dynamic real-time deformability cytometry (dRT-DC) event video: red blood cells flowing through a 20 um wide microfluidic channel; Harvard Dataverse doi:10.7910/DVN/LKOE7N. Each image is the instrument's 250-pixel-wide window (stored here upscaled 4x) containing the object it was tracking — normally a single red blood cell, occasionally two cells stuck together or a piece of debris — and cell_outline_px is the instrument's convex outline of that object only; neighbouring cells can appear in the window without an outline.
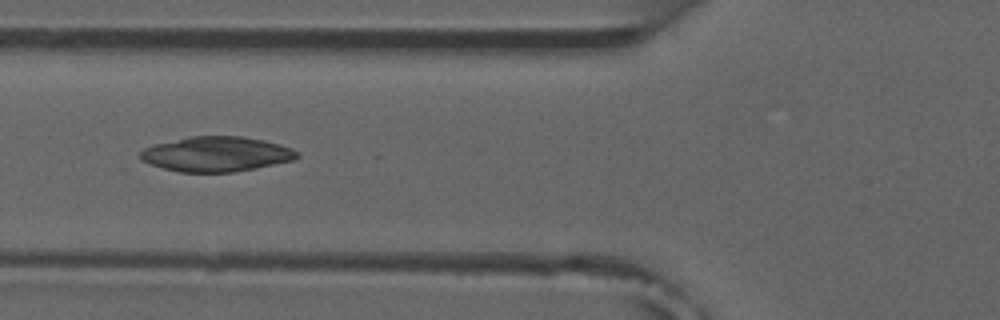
{"species": "common noctule bat (a hibernating species)", "species_latin": "Nyctalus noctula", "temperature_condition": "room temperature", "stored_images_in_passage": 6, "camera_frame_rate_fps": 3000, "um_per_image_px": 0.085, "animal": {"sex": "male", "forearm_length_mm": 52.5}, "frame": {"image": 1, "passage_image": 6, "time_ms": 5.667, "image_size_px": [1000, 320], "cell_outline_px": [[300, 156], [292, 160], [256, 168], [232, 172], [180, 172], [148, 164], [140, 160], [140, 152], [144, 148], [152, 144], [188, 136], [240, 136], [264, 140], [280, 144], [292, 148], [300, 152]], "centroid_in_image_um": [18.37, 13.09], "position_along_channel_um": 107.4, "area_um2": 32.14}}